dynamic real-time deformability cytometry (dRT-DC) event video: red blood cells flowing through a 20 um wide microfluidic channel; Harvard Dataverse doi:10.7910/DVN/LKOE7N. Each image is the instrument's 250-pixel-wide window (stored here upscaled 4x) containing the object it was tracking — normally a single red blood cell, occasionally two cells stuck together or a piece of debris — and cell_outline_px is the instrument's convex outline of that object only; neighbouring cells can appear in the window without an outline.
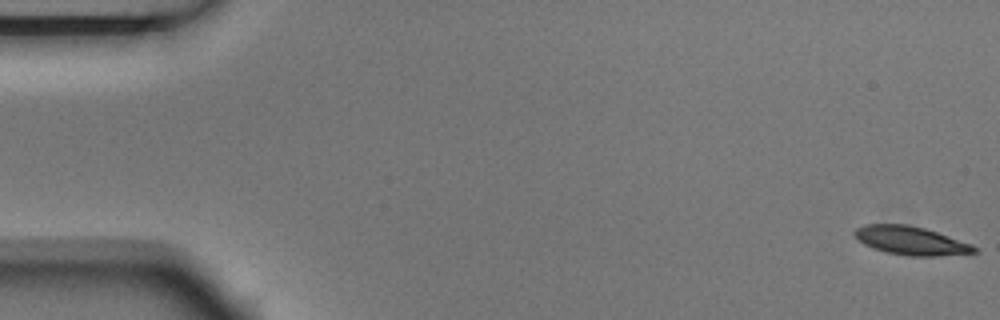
{"species": "Egyptian fruit bat (a non-hibernating species)", "species_latin": "Rousettus aegyptiacus", "temperature_condition": "room temperature", "stored_images_in_passage": 6, "camera_frame_rate_fps": 3000, "um_per_image_px": 0.085, "animal": {"sex": "male"}, "frame": {"image": 1, "passage_image": 1, "time_ms": 0.0, "image_size_px": [1000, 320], "cell_outline_px": [[980, 252], [936, 256], [908, 256], [884, 252], [872, 248], [864, 244], [852, 232], [856, 228], [864, 224], [908, 224], [924, 228], [972, 244]], "centroid_in_image_um": [77.41, 20.45], "position_along_channel_um": 7.6, "area_um2": 19.88}}